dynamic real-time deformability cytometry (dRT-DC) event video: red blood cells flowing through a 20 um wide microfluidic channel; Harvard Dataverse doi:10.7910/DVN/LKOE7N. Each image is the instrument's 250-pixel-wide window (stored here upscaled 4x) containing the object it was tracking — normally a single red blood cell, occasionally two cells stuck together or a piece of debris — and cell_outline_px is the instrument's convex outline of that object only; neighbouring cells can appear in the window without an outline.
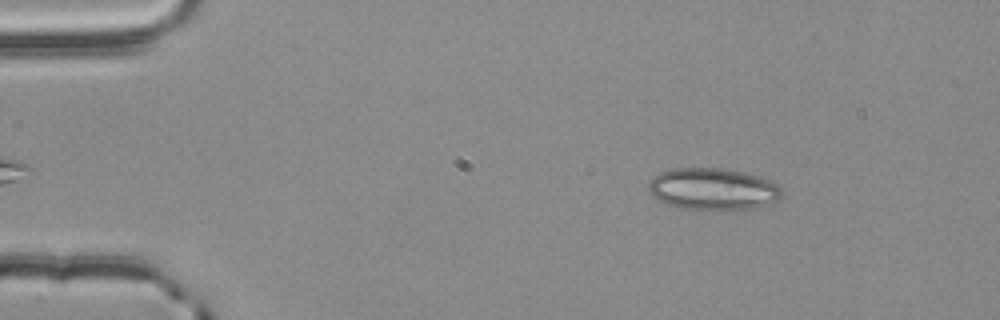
{"species": "common noctule bat (a hibernating species)", "species_latin": "Nyctalus noctula", "temperature_condition": "room temperature", "stored_images_in_passage": 54, "camera_frame_rate_fps": 3000, "um_per_image_px": 0.085, "animal": {"sex": "male", "body_mass_g": 20.4}, "frame": {"image": 1, "passage_image": 8, "time_ms": 2.333, "image_size_px": [1000, 320], "cell_outline_px": [[784, 192], [780, 200], [756, 208], [724, 212], [676, 208], [664, 204], [656, 200], [648, 192], [648, 180], [652, 176], [660, 172], [672, 168], [720, 168], [744, 172], [768, 180], [776, 184]], "centroid_in_image_um": [60.55, 16.11], "position_along_channel_um": 24.4, "area_um2": 33.7}}
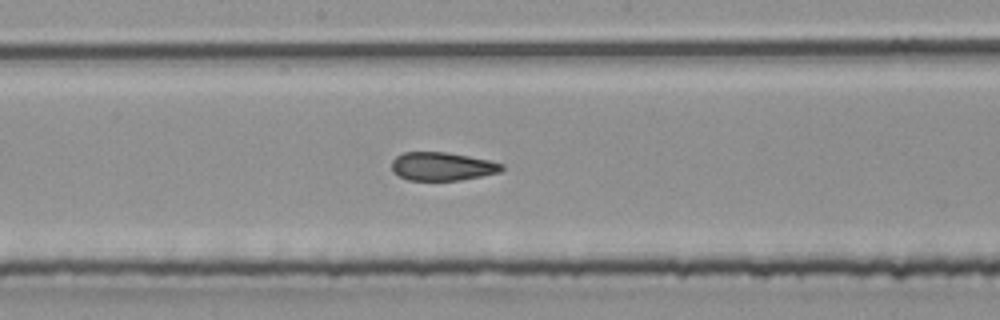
{"frame": {"image": 2, "passage_image": 29, "time_ms": 9.333, "image_size_px": [1000, 320], "cell_outline_px": [[504, 168], [500, 172], [460, 180], [408, 180], [400, 176], [392, 168], [392, 160], [396, 156], [404, 152], [444, 152], [468, 156], [488, 160], [504, 164]], "centroid_in_image_um": [37.59, 14.14], "position_along_channel_um": 210.6, "area_um2": 17.98}}
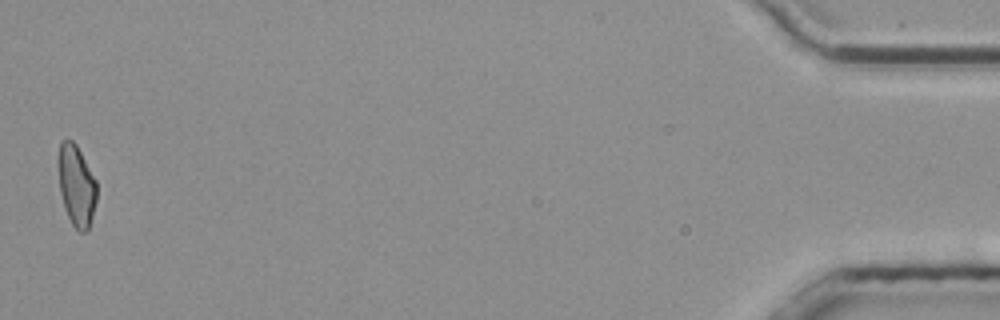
{"frame": {"image": 3, "passage_image": 54, "time_ms": 17.667, "image_size_px": [1000, 320], "cell_outline_px": [[96, 200], [92, 216], [88, 228], [84, 232], [80, 232], [72, 224], [64, 208], [60, 192], [56, 164], [56, 160], [60, 140], [68, 136], [76, 144], [96, 180]], "centroid_in_image_um": [6.44, 15.68], "position_along_channel_um": 428.8, "area_um2": 18.55}, "authors_computed_cell_mechanics": {"area_um2": 19.1318, "velocity_mm_per_s": 3.8077, "shape_relaxation_time_tau1_ms": null, "shape_relaxation_time_tau2_ms": 2.3576, "deformation_change_tau1": null, "deformation_change_tau2": 0.0985}}